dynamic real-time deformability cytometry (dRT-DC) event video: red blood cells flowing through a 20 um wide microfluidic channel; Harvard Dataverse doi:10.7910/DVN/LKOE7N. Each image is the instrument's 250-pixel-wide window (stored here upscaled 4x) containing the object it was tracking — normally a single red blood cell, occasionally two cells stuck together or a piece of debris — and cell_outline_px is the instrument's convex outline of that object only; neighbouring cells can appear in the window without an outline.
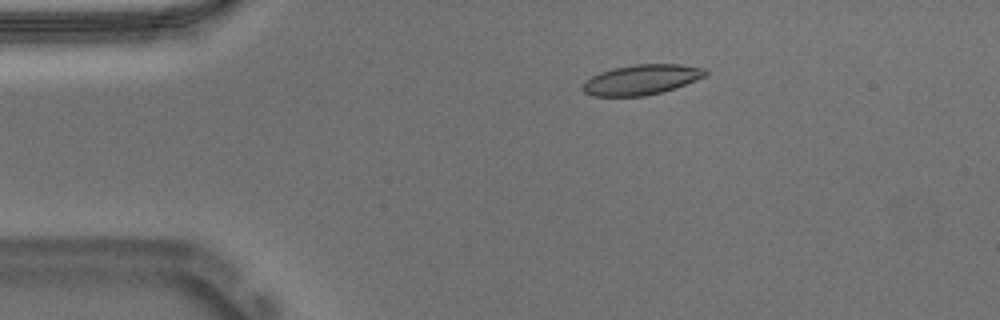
{"species": "Egyptian fruit bat (a non-hibernating species)", "species_latin": "Rousettus aegyptiacus", "temperature_condition": "warm", "stored_images_in_passage": 54, "camera_frame_rate_fps": 3000, "um_per_image_px": 0.085, "animal": {"sex": "male"}, "frame": {"image": 1, "passage_image": 10, "time_ms": 3.0, "image_size_px": [1000, 320], "cell_outline_px": [[708, 76], [660, 92], [644, 96], [592, 96], [584, 92], [580, 88], [584, 80], [600, 72], [612, 68], [636, 64], [680, 64], [708, 68]], "centroid_in_image_um": [54.51, 6.76], "position_along_channel_um": 30.5, "area_um2": 21.68}}
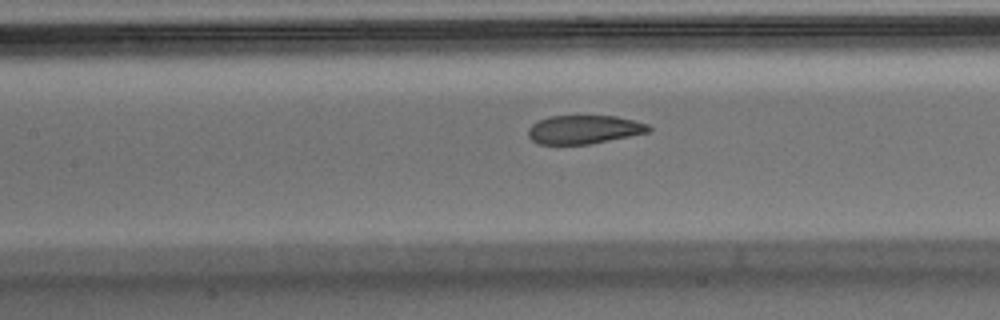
{"frame": {"image": 2, "passage_image": 24, "time_ms": 7.667, "image_size_px": [1000, 320], "cell_outline_px": [[652, 132], [588, 144], [536, 144], [528, 136], [528, 128], [536, 120], [548, 116], [616, 116], [648, 124], [652, 128]], "centroid_in_image_um": [49.63, 11.01], "position_along_channel_um": 157.8, "area_um2": 20.23}}
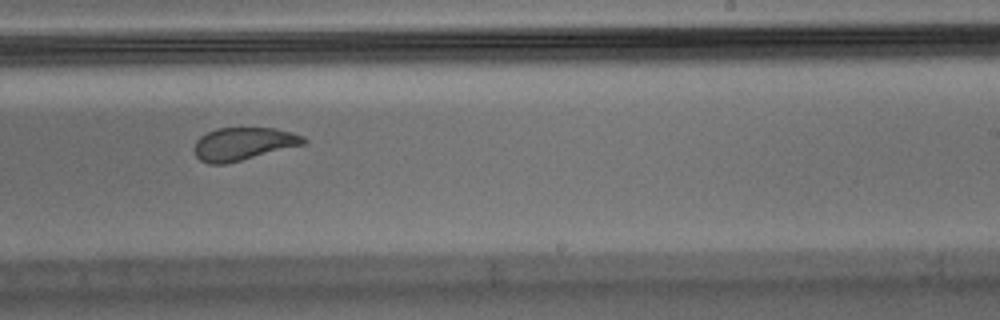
{"frame": {"image": 3, "passage_image": 33, "time_ms": 10.667, "image_size_px": [1000, 320], "cell_outline_px": [[308, 140], [304, 144], [224, 164], [208, 164], [200, 160], [196, 156], [192, 148], [196, 140], [200, 136], [216, 128], [276, 128], [292, 132], [304, 136]], "centroid_in_image_um": [20.65, 12.22], "position_along_channel_um": 268.4, "area_um2": 20.87}, "authors_computed_cell_mechanics": {"area_um2": 21.7328, "velocity_mm_per_s": 3.6973, "shape_relaxation_time_tau1_ms": 5.5733, "shape_relaxation_time_tau2_ms": 1.1517, "deformation_change_tau1": 0.1795, "deformation_change_tau2": 0.0606}}